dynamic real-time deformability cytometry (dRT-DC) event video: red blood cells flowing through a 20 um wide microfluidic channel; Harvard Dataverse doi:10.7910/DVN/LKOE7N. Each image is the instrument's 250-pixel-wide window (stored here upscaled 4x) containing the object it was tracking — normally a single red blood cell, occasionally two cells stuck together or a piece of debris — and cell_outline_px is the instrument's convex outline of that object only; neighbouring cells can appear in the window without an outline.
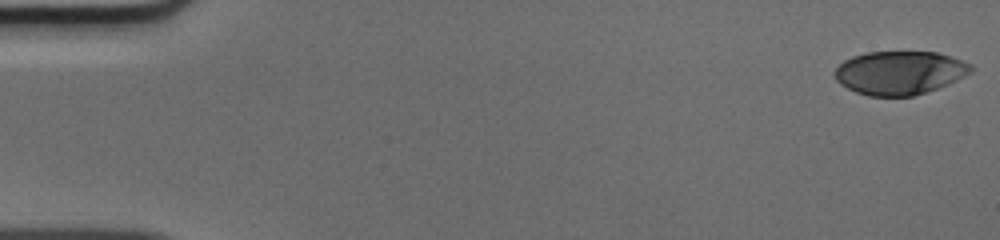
{"species": "human", "species_latin": "Homo sapiens", "temperature_condition": "cold", "stored_images_in_passage": 50, "camera_frame_rate_fps": 3000, "um_per_image_px": 0.085, "donor": {"sex": "male"}, "frame": {"image": 1, "passage_image": 1, "time_ms": 0.0, "image_size_px": [1000, 240], "cell_outline_px": [[976, 68], [972, 72], [948, 84], [912, 96], [868, 96], [856, 92], [840, 84], [832, 76], [832, 72], [844, 60], [852, 56], [868, 52], [936, 52], [952, 56], [972, 64]], "centroid_in_image_um": [76.46, 6.18], "position_along_channel_um": 8.5, "area_um2": 34.74}}
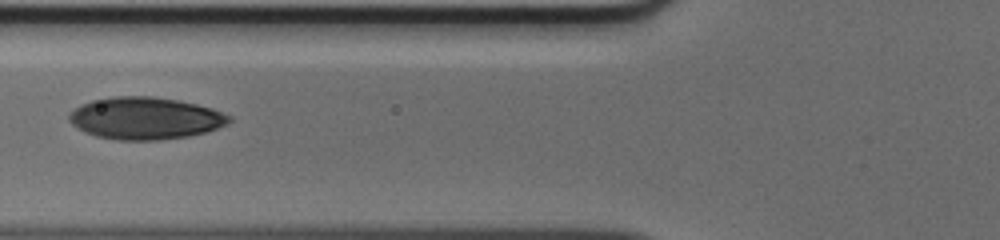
{"frame": {"image": 2, "passage_image": 20, "time_ms": 6.333, "image_size_px": [1000, 240], "cell_outline_px": [[232, 120], [228, 124], [204, 132], [188, 136], [160, 140], [120, 140], [96, 136], [84, 132], [72, 124], [68, 120], [68, 116], [76, 108], [92, 100], [116, 96], [152, 96], [176, 100], [196, 104], [212, 108], [232, 116]], "centroid_in_image_um": [12.36, 10.05], "position_along_channel_um": 113.4, "area_um2": 39.13}}
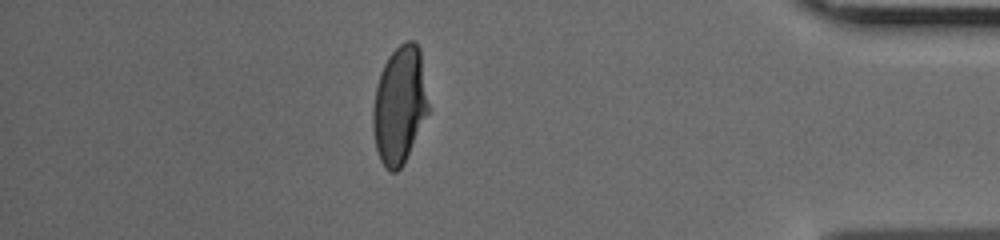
{"frame": {"image": 3, "passage_image": 44, "time_ms": 14.333, "image_size_px": [1000, 240], "cell_outline_px": [[428, 112], [404, 164], [396, 172], [392, 172], [380, 160], [376, 148], [372, 128], [372, 108], [376, 88], [380, 72], [388, 56], [400, 44], [408, 40], [412, 40], [420, 48], [428, 104]], "centroid_in_image_um": [33.94, 8.92], "position_along_channel_um": 401.3, "area_um2": 37.74}}